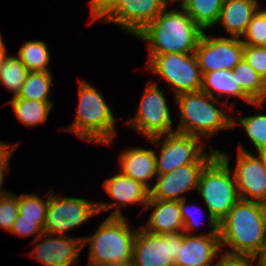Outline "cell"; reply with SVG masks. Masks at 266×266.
<instances>
[{
  "instance_id": "3957f363",
  "label": "cell",
  "mask_w": 266,
  "mask_h": 266,
  "mask_svg": "<svg viewBox=\"0 0 266 266\" xmlns=\"http://www.w3.org/2000/svg\"><path fill=\"white\" fill-rule=\"evenodd\" d=\"M229 168L228 153L217 155L202 170L197 191L207 205L211 232L219 234V222L240 199L234 175Z\"/></svg>"
},
{
  "instance_id": "8fae6325",
  "label": "cell",
  "mask_w": 266,
  "mask_h": 266,
  "mask_svg": "<svg viewBox=\"0 0 266 266\" xmlns=\"http://www.w3.org/2000/svg\"><path fill=\"white\" fill-rule=\"evenodd\" d=\"M162 142L161 136L148 139L159 150V157L155 151L157 174H165L175 169L197 162L206 152L201 138L180 132H172L165 135Z\"/></svg>"
},
{
  "instance_id": "f35d334b",
  "label": "cell",
  "mask_w": 266,
  "mask_h": 266,
  "mask_svg": "<svg viewBox=\"0 0 266 266\" xmlns=\"http://www.w3.org/2000/svg\"><path fill=\"white\" fill-rule=\"evenodd\" d=\"M17 146H19L17 143L7 144L0 141V156H12L14 151L18 148Z\"/></svg>"
},
{
  "instance_id": "60d3db41",
  "label": "cell",
  "mask_w": 266,
  "mask_h": 266,
  "mask_svg": "<svg viewBox=\"0 0 266 266\" xmlns=\"http://www.w3.org/2000/svg\"><path fill=\"white\" fill-rule=\"evenodd\" d=\"M8 49L6 48L5 44L3 43V38L0 34V76H1V71L3 69V66L5 64V60L8 57Z\"/></svg>"
},
{
  "instance_id": "836d02e7",
  "label": "cell",
  "mask_w": 266,
  "mask_h": 266,
  "mask_svg": "<svg viewBox=\"0 0 266 266\" xmlns=\"http://www.w3.org/2000/svg\"><path fill=\"white\" fill-rule=\"evenodd\" d=\"M243 59L266 81V47L244 44Z\"/></svg>"
},
{
  "instance_id": "8992f818",
  "label": "cell",
  "mask_w": 266,
  "mask_h": 266,
  "mask_svg": "<svg viewBox=\"0 0 266 266\" xmlns=\"http://www.w3.org/2000/svg\"><path fill=\"white\" fill-rule=\"evenodd\" d=\"M137 230H131L125 217H107L96 232L84 237L83 248L89 245L87 266L103 263L132 262L133 245Z\"/></svg>"
},
{
  "instance_id": "8d00e7d4",
  "label": "cell",
  "mask_w": 266,
  "mask_h": 266,
  "mask_svg": "<svg viewBox=\"0 0 266 266\" xmlns=\"http://www.w3.org/2000/svg\"><path fill=\"white\" fill-rule=\"evenodd\" d=\"M254 256L222 253L216 266H253ZM255 266H258L257 264Z\"/></svg>"
},
{
  "instance_id": "7a4b0ae2",
  "label": "cell",
  "mask_w": 266,
  "mask_h": 266,
  "mask_svg": "<svg viewBox=\"0 0 266 266\" xmlns=\"http://www.w3.org/2000/svg\"><path fill=\"white\" fill-rule=\"evenodd\" d=\"M204 31L182 9L168 6L136 37L148 42L149 54L194 53Z\"/></svg>"
},
{
  "instance_id": "cb8c5ba5",
  "label": "cell",
  "mask_w": 266,
  "mask_h": 266,
  "mask_svg": "<svg viewBox=\"0 0 266 266\" xmlns=\"http://www.w3.org/2000/svg\"><path fill=\"white\" fill-rule=\"evenodd\" d=\"M224 0H186L181 8L203 30L217 24Z\"/></svg>"
},
{
  "instance_id": "d590c367",
  "label": "cell",
  "mask_w": 266,
  "mask_h": 266,
  "mask_svg": "<svg viewBox=\"0 0 266 266\" xmlns=\"http://www.w3.org/2000/svg\"><path fill=\"white\" fill-rule=\"evenodd\" d=\"M186 200H187V198L179 200V208H180L181 215H182V218H183V221H184L183 232L185 234H189L190 235L191 232L196 230V228L198 227L199 221H202V219L199 220V217L197 218V217L194 216L195 213L193 214L192 209H194V206L196 207V205L191 204L193 206H189V205L186 204ZM199 225H200V223H199Z\"/></svg>"
},
{
  "instance_id": "484cf974",
  "label": "cell",
  "mask_w": 266,
  "mask_h": 266,
  "mask_svg": "<svg viewBox=\"0 0 266 266\" xmlns=\"http://www.w3.org/2000/svg\"><path fill=\"white\" fill-rule=\"evenodd\" d=\"M50 51L42 40L26 41L18 50L17 57L31 71L47 72L50 62Z\"/></svg>"
},
{
  "instance_id": "e0dca14e",
  "label": "cell",
  "mask_w": 266,
  "mask_h": 266,
  "mask_svg": "<svg viewBox=\"0 0 266 266\" xmlns=\"http://www.w3.org/2000/svg\"><path fill=\"white\" fill-rule=\"evenodd\" d=\"M166 7L163 0H122L103 22L115 23L131 36H136Z\"/></svg>"
},
{
  "instance_id": "ab89813d",
  "label": "cell",
  "mask_w": 266,
  "mask_h": 266,
  "mask_svg": "<svg viewBox=\"0 0 266 266\" xmlns=\"http://www.w3.org/2000/svg\"><path fill=\"white\" fill-rule=\"evenodd\" d=\"M254 258H255V260H257L258 266H266V242L262 245V247L254 255Z\"/></svg>"
},
{
  "instance_id": "f1b7e54d",
  "label": "cell",
  "mask_w": 266,
  "mask_h": 266,
  "mask_svg": "<svg viewBox=\"0 0 266 266\" xmlns=\"http://www.w3.org/2000/svg\"><path fill=\"white\" fill-rule=\"evenodd\" d=\"M30 71L17 56L9 55L1 71L0 84L17 96Z\"/></svg>"
},
{
  "instance_id": "9c48e42d",
  "label": "cell",
  "mask_w": 266,
  "mask_h": 266,
  "mask_svg": "<svg viewBox=\"0 0 266 266\" xmlns=\"http://www.w3.org/2000/svg\"><path fill=\"white\" fill-rule=\"evenodd\" d=\"M96 201L58 196L49 191V203L43 231L51 235L67 236L65 232L80 227L90 217L98 215Z\"/></svg>"
},
{
  "instance_id": "603a6c76",
  "label": "cell",
  "mask_w": 266,
  "mask_h": 266,
  "mask_svg": "<svg viewBox=\"0 0 266 266\" xmlns=\"http://www.w3.org/2000/svg\"><path fill=\"white\" fill-rule=\"evenodd\" d=\"M11 104L13 111L20 123L35 127L46 123L49 113L52 110L53 102H41L13 97L7 104Z\"/></svg>"
},
{
  "instance_id": "83f0119b",
  "label": "cell",
  "mask_w": 266,
  "mask_h": 266,
  "mask_svg": "<svg viewBox=\"0 0 266 266\" xmlns=\"http://www.w3.org/2000/svg\"><path fill=\"white\" fill-rule=\"evenodd\" d=\"M241 124L247 137L251 140L257 153L266 151V114H258L247 117H232V128Z\"/></svg>"
},
{
  "instance_id": "e575fe53",
  "label": "cell",
  "mask_w": 266,
  "mask_h": 266,
  "mask_svg": "<svg viewBox=\"0 0 266 266\" xmlns=\"http://www.w3.org/2000/svg\"><path fill=\"white\" fill-rule=\"evenodd\" d=\"M122 0H91L90 9L92 24L94 21H104L121 3Z\"/></svg>"
},
{
  "instance_id": "4fadbf2b",
  "label": "cell",
  "mask_w": 266,
  "mask_h": 266,
  "mask_svg": "<svg viewBox=\"0 0 266 266\" xmlns=\"http://www.w3.org/2000/svg\"><path fill=\"white\" fill-rule=\"evenodd\" d=\"M244 44L239 37H210L205 31L194 52L202 75L232 70L242 59Z\"/></svg>"
},
{
  "instance_id": "5b68a950",
  "label": "cell",
  "mask_w": 266,
  "mask_h": 266,
  "mask_svg": "<svg viewBox=\"0 0 266 266\" xmlns=\"http://www.w3.org/2000/svg\"><path fill=\"white\" fill-rule=\"evenodd\" d=\"M174 99L180 113L177 132L209 139L220 130L232 128V117L227 114V108L215 106L216 102L226 105L228 99L221 102L201 90L180 93Z\"/></svg>"
},
{
  "instance_id": "4316f807",
  "label": "cell",
  "mask_w": 266,
  "mask_h": 266,
  "mask_svg": "<svg viewBox=\"0 0 266 266\" xmlns=\"http://www.w3.org/2000/svg\"><path fill=\"white\" fill-rule=\"evenodd\" d=\"M52 81L53 76L50 71H31L28 73L20 92L16 97L41 102H53L48 98Z\"/></svg>"
},
{
  "instance_id": "74e56055",
  "label": "cell",
  "mask_w": 266,
  "mask_h": 266,
  "mask_svg": "<svg viewBox=\"0 0 266 266\" xmlns=\"http://www.w3.org/2000/svg\"><path fill=\"white\" fill-rule=\"evenodd\" d=\"M12 156H0V194L9 192L2 189L6 173L10 170L9 161ZM6 172V173H5Z\"/></svg>"
},
{
  "instance_id": "ee69618b",
  "label": "cell",
  "mask_w": 266,
  "mask_h": 266,
  "mask_svg": "<svg viewBox=\"0 0 266 266\" xmlns=\"http://www.w3.org/2000/svg\"><path fill=\"white\" fill-rule=\"evenodd\" d=\"M261 154L263 155V157H264V159H265V162H266V151L263 152V153H261Z\"/></svg>"
},
{
  "instance_id": "9a60e30c",
  "label": "cell",
  "mask_w": 266,
  "mask_h": 266,
  "mask_svg": "<svg viewBox=\"0 0 266 266\" xmlns=\"http://www.w3.org/2000/svg\"><path fill=\"white\" fill-rule=\"evenodd\" d=\"M41 238L44 240H41ZM84 237L59 236L43 233L36 240L37 245L31 250L30 257L45 266H72L79 260L83 249Z\"/></svg>"
},
{
  "instance_id": "52a82bcc",
  "label": "cell",
  "mask_w": 266,
  "mask_h": 266,
  "mask_svg": "<svg viewBox=\"0 0 266 266\" xmlns=\"http://www.w3.org/2000/svg\"><path fill=\"white\" fill-rule=\"evenodd\" d=\"M147 65L172 86L174 96L201 90L203 75L194 53L149 54Z\"/></svg>"
},
{
  "instance_id": "d6986e66",
  "label": "cell",
  "mask_w": 266,
  "mask_h": 266,
  "mask_svg": "<svg viewBox=\"0 0 266 266\" xmlns=\"http://www.w3.org/2000/svg\"><path fill=\"white\" fill-rule=\"evenodd\" d=\"M154 208L147 224L141 227L154 234L182 232L184 221L179 201L149 199L144 210Z\"/></svg>"
},
{
  "instance_id": "7402d4cb",
  "label": "cell",
  "mask_w": 266,
  "mask_h": 266,
  "mask_svg": "<svg viewBox=\"0 0 266 266\" xmlns=\"http://www.w3.org/2000/svg\"><path fill=\"white\" fill-rule=\"evenodd\" d=\"M201 91L217 100L227 95L229 98L232 96L244 100L246 103H249V105L253 104V106L255 105L256 107L262 105V102H254L242 90L240 85L237 84L236 74H233V70L230 69L215 70L203 74ZM214 92H217V97L214 95Z\"/></svg>"
},
{
  "instance_id": "ac0fdd59",
  "label": "cell",
  "mask_w": 266,
  "mask_h": 266,
  "mask_svg": "<svg viewBox=\"0 0 266 266\" xmlns=\"http://www.w3.org/2000/svg\"><path fill=\"white\" fill-rule=\"evenodd\" d=\"M220 251L219 234H184L174 266H216L213 262Z\"/></svg>"
},
{
  "instance_id": "d4e9b609",
  "label": "cell",
  "mask_w": 266,
  "mask_h": 266,
  "mask_svg": "<svg viewBox=\"0 0 266 266\" xmlns=\"http://www.w3.org/2000/svg\"><path fill=\"white\" fill-rule=\"evenodd\" d=\"M237 84L254 101H266V81L242 59L233 69Z\"/></svg>"
},
{
  "instance_id": "6da1fadb",
  "label": "cell",
  "mask_w": 266,
  "mask_h": 266,
  "mask_svg": "<svg viewBox=\"0 0 266 266\" xmlns=\"http://www.w3.org/2000/svg\"><path fill=\"white\" fill-rule=\"evenodd\" d=\"M223 251L233 255L254 256L266 242V204L239 199L219 222Z\"/></svg>"
},
{
  "instance_id": "d6a6232c",
  "label": "cell",
  "mask_w": 266,
  "mask_h": 266,
  "mask_svg": "<svg viewBox=\"0 0 266 266\" xmlns=\"http://www.w3.org/2000/svg\"><path fill=\"white\" fill-rule=\"evenodd\" d=\"M44 223L45 219L22 218V215L18 214L16 220L13 222L10 233L16 234L20 237H29L30 235L35 234L33 240H36L44 233Z\"/></svg>"
},
{
  "instance_id": "7bdbcfd3",
  "label": "cell",
  "mask_w": 266,
  "mask_h": 266,
  "mask_svg": "<svg viewBox=\"0 0 266 266\" xmlns=\"http://www.w3.org/2000/svg\"><path fill=\"white\" fill-rule=\"evenodd\" d=\"M176 1H180L179 5L181 7V5L186 1V0H163V2L169 7V5L172 3L174 4V2Z\"/></svg>"
},
{
  "instance_id": "5bb4252c",
  "label": "cell",
  "mask_w": 266,
  "mask_h": 266,
  "mask_svg": "<svg viewBox=\"0 0 266 266\" xmlns=\"http://www.w3.org/2000/svg\"><path fill=\"white\" fill-rule=\"evenodd\" d=\"M237 164L232 172L240 199L266 204V162L261 153L257 156L238 146Z\"/></svg>"
},
{
  "instance_id": "2e32d148",
  "label": "cell",
  "mask_w": 266,
  "mask_h": 266,
  "mask_svg": "<svg viewBox=\"0 0 266 266\" xmlns=\"http://www.w3.org/2000/svg\"><path fill=\"white\" fill-rule=\"evenodd\" d=\"M102 186L104 191L115 202L106 203L104 201H97V208L99 214L102 211L114 208L109 217H123L121 207L123 208L130 204H142V210L144 211L150 198V190L146 186L121 172L104 179Z\"/></svg>"
},
{
  "instance_id": "44dd1931",
  "label": "cell",
  "mask_w": 266,
  "mask_h": 266,
  "mask_svg": "<svg viewBox=\"0 0 266 266\" xmlns=\"http://www.w3.org/2000/svg\"><path fill=\"white\" fill-rule=\"evenodd\" d=\"M259 6L258 0H224L217 24H223L231 37L240 38Z\"/></svg>"
},
{
  "instance_id": "ba28073f",
  "label": "cell",
  "mask_w": 266,
  "mask_h": 266,
  "mask_svg": "<svg viewBox=\"0 0 266 266\" xmlns=\"http://www.w3.org/2000/svg\"><path fill=\"white\" fill-rule=\"evenodd\" d=\"M158 83L149 82L145 86L138 110L126 126L135 129L147 139L175 132L169 106Z\"/></svg>"
},
{
  "instance_id": "4dcf8cb0",
  "label": "cell",
  "mask_w": 266,
  "mask_h": 266,
  "mask_svg": "<svg viewBox=\"0 0 266 266\" xmlns=\"http://www.w3.org/2000/svg\"><path fill=\"white\" fill-rule=\"evenodd\" d=\"M46 200L34 194L24 193L19 196V214L22 218L46 219L49 203V192ZM45 200V201H44Z\"/></svg>"
},
{
  "instance_id": "f546056e",
  "label": "cell",
  "mask_w": 266,
  "mask_h": 266,
  "mask_svg": "<svg viewBox=\"0 0 266 266\" xmlns=\"http://www.w3.org/2000/svg\"><path fill=\"white\" fill-rule=\"evenodd\" d=\"M241 37L243 44L266 47V8L257 10Z\"/></svg>"
},
{
  "instance_id": "1f68e13d",
  "label": "cell",
  "mask_w": 266,
  "mask_h": 266,
  "mask_svg": "<svg viewBox=\"0 0 266 266\" xmlns=\"http://www.w3.org/2000/svg\"><path fill=\"white\" fill-rule=\"evenodd\" d=\"M19 212V196L9 192L0 194V227L11 231Z\"/></svg>"
},
{
  "instance_id": "30bf717a",
  "label": "cell",
  "mask_w": 266,
  "mask_h": 266,
  "mask_svg": "<svg viewBox=\"0 0 266 266\" xmlns=\"http://www.w3.org/2000/svg\"><path fill=\"white\" fill-rule=\"evenodd\" d=\"M184 234H154L141 227L134 240L133 266H174Z\"/></svg>"
},
{
  "instance_id": "ffe728a7",
  "label": "cell",
  "mask_w": 266,
  "mask_h": 266,
  "mask_svg": "<svg viewBox=\"0 0 266 266\" xmlns=\"http://www.w3.org/2000/svg\"><path fill=\"white\" fill-rule=\"evenodd\" d=\"M118 162L122 174L151 189L150 181L157 176L155 149L129 148L119 155Z\"/></svg>"
},
{
  "instance_id": "7c38bea8",
  "label": "cell",
  "mask_w": 266,
  "mask_h": 266,
  "mask_svg": "<svg viewBox=\"0 0 266 266\" xmlns=\"http://www.w3.org/2000/svg\"><path fill=\"white\" fill-rule=\"evenodd\" d=\"M209 147V152H206L197 162L179 167L169 173L157 174L156 183L150 189L149 199L179 201L186 198L183 196L185 192L197 190L202 170L217 155V150Z\"/></svg>"
},
{
  "instance_id": "b9f144b4",
  "label": "cell",
  "mask_w": 266,
  "mask_h": 266,
  "mask_svg": "<svg viewBox=\"0 0 266 266\" xmlns=\"http://www.w3.org/2000/svg\"><path fill=\"white\" fill-rule=\"evenodd\" d=\"M98 266H133L132 262H112V263H103Z\"/></svg>"
},
{
  "instance_id": "277c9868",
  "label": "cell",
  "mask_w": 266,
  "mask_h": 266,
  "mask_svg": "<svg viewBox=\"0 0 266 266\" xmlns=\"http://www.w3.org/2000/svg\"><path fill=\"white\" fill-rule=\"evenodd\" d=\"M79 104L74 121L62 128L84 141L110 145L117 136L116 118L102 93L86 81L79 80Z\"/></svg>"
}]
</instances>
